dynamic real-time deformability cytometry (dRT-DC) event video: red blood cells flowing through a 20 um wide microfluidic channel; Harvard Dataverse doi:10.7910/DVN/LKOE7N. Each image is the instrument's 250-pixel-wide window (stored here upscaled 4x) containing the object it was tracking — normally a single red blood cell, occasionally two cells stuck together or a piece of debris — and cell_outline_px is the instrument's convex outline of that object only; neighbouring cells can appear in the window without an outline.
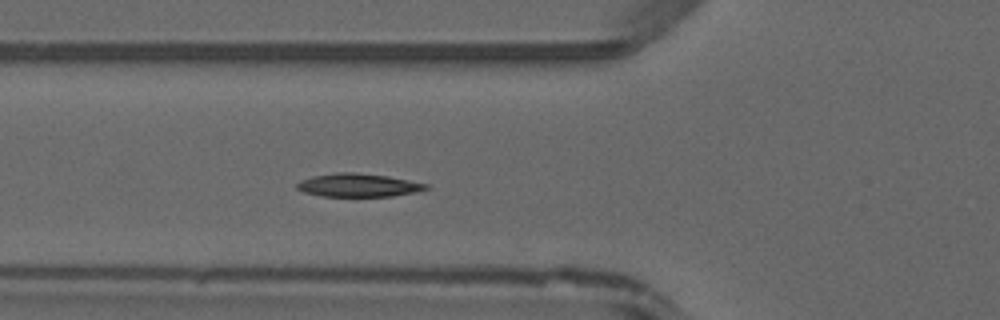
{"species": "common noctule bat (a hibernating species)", "species_latin": "Nyctalus noctula", "temperature_condition": "warm", "stored_images_in_passage": 44, "camera_frame_rate_fps": 3000, "um_per_image_px": 0.085, "animal": {"sex": "male", "forearm_length_mm": 52.5}, "frame": {"image": 1, "passage_image": 13, "time_ms": 4.0, "image_size_px": [1000, 320], "cell_outline_px": [[428, 188], [416, 192], [392, 196], [320, 196], [304, 192], [296, 188], [296, 184], [300, 180], [312, 176], [336, 172], [356, 172], [388, 176], [428, 184]], "centroid_in_image_um": [30.42, 15.73], "position_along_channel_um": 95.4, "area_um2": 17.51}}